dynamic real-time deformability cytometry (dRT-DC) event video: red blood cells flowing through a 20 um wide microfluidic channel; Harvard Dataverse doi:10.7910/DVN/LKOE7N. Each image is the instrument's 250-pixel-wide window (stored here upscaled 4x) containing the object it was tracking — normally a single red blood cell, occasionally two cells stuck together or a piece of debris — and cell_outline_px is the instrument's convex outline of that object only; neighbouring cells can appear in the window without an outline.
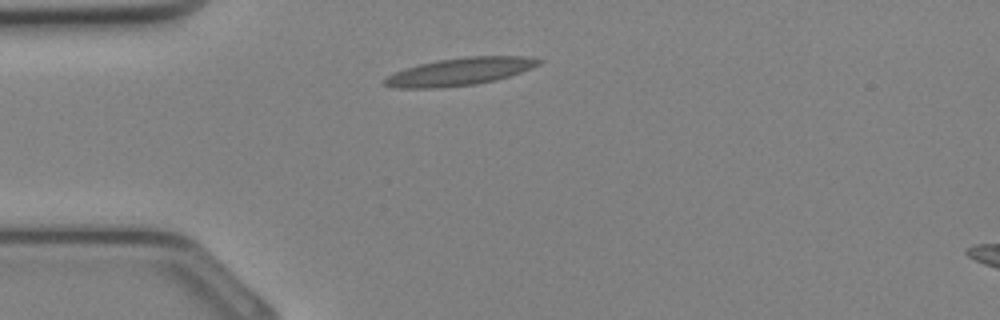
{"species": "Egyptian fruit bat (a non-hibernating species)", "species_latin": "Rousettus aegyptiacus", "temperature_condition": "cold", "stored_images_in_passage": 26, "camera_frame_rate_fps": 3000, "um_per_image_px": 0.085, "animal": {"sex": "female"}, "frame": {"image": 1, "passage_image": 1, "time_ms": 0.0, "image_size_px": [1000, 320], "cell_outline_px": [[544, 60], [540, 64], [520, 72], [496, 80], [476, 84], [436, 88], [396, 88], [384, 84], [384, 80], [388, 76], [404, 68], [436, 60], [468, 56], [524, 56]], "centroid_in_image_um": [39.09, 6.08], "position_along_channel_um": 45.9, "area_um2": 24.57}}
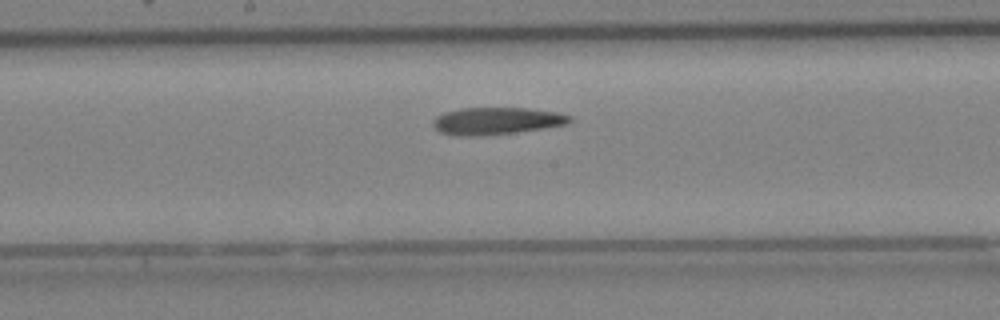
{"frame": {"image": 2, "passage_image": 10, "time_ms": 3.0, "image_size_px": [1000, 320], "cell_outline_px": [[572, 120], [568, 124], [544, 128], [512, 132], [472, 136], [460, 136], [440, 132], [432, 124], [432, 120], [436, 116], [444, 112], [460, 108], [528, 108], [556, 112], [572, 116]], "centroid_in_image_um": [42.19, 10.26], "position_along_channel_um": 206.0, "area_um2": 21.5}}
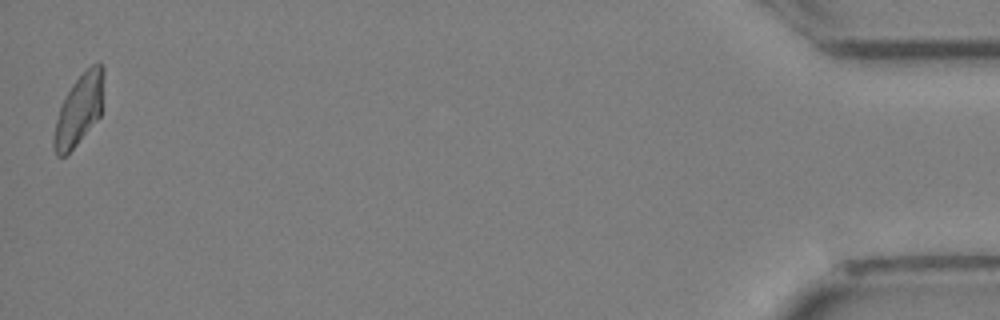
{"frame": {"image": 3, "passage_image": 26, "time_ms": 8.333, "image_size_px": [1000, 320], "cell_outline_px": [[104, 76], [100, 116], [68, 156], [56, 156], [52, 144], [52, 140], [56, 120], [60, 108], [72, 84], [92, 64], [100, 60], [104, 68]], "centroid_in_image_um": [6.72, 9.36], "position_along_channel_um": 428.5, "area_um2": 20.58}}